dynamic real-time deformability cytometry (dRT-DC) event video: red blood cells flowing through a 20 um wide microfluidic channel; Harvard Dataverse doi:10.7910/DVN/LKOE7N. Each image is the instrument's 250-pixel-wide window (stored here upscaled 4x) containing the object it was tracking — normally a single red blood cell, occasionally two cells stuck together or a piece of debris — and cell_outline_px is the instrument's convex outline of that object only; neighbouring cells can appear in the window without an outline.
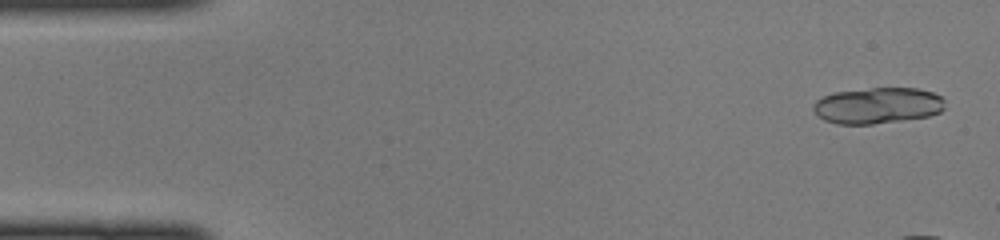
{"species": "common noctule bat (a hibernating species)", "species_latin": "Nyctalus noctula", "temperature_condition": "cold", "stored_images_in_passage": 10, "camera_frame_rate_fps": 3000, "um_per_image_px": 0.085, "animal": {"sex": "female", "body_mass_g": 22.0, "forearm_length_mm": 56.7}, "frame": {"image": 1, "passage_image": 2, "time_ms": 0.333, "image_size_px": [1000, 240], "cell_outline_px": [[944, 108], [940, 112], [928, 116], [872, 124], [836, 124], [824, 120], [812, 108], [812, 104], [816, 100], [832, 92], [872, 88], [916, 88], [932, 92], [940, 96], [944, 100]], "centroid_in_image_um": [74.57, 8.96], "position_along_channel_um": 10.4, "area_um2": 27.63}}